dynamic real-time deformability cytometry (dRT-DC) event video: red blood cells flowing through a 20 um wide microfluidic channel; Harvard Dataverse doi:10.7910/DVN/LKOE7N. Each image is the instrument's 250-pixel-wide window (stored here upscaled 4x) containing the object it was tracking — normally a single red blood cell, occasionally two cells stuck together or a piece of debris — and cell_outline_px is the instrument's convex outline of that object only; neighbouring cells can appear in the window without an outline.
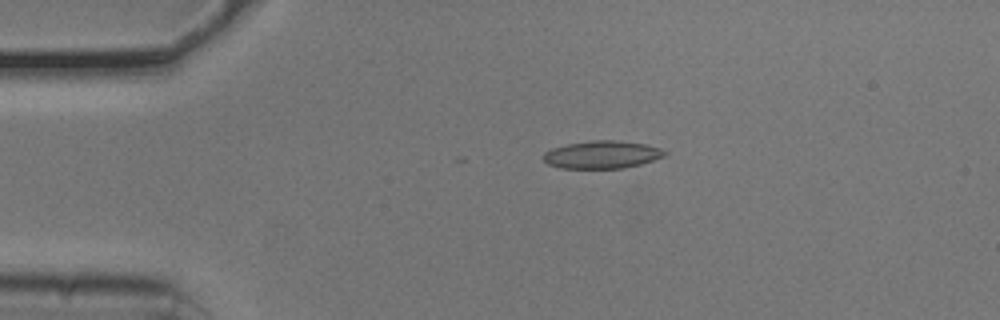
{"species": "common noctule bat (a hibernating species)", "species_latin": "Nyctalus noctula", "temperature_condition": "cold", "stored_images_in_passage": 4, "camera_frame_rate_fps": 3000, "um_per_image_px": 0.085, "animal": {"sex": "male", "body_mass_g": 20.5, "forearm_length_mm": 52.5}, "frame": {"image": 1, "passage_image": 1, "time_ms": 0.0, "image_size_px": [1000, 320], "cell_outline_px": [[668, 152], [664, 156], [640, 164], [624, 168], [560, 168], [548, 164], [544, 160], [544, 152], [552, 148], [568, 144], [592, 140], [616, 140], [644, 144], [660, 148]], "centroid_in_image_um": [51.16, 13.14], "position_along_channel_um": 33.8, "area_um2": 19.42}}